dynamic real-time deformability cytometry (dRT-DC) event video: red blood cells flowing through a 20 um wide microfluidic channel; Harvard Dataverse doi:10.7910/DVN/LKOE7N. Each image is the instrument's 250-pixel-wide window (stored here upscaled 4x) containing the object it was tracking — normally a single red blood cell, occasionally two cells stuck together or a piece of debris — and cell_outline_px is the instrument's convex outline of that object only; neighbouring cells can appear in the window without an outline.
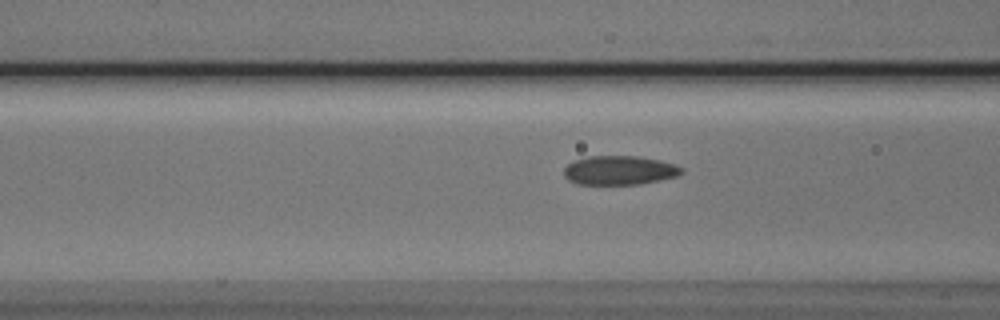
{"species": "Egyptian fruit bat (a non-hibernating species)", "species_latin": "Rousettus aegyptiacus", "temperature_condition": "cold", "stored_images_in_passage": 33, "camera_frame_rate_fps": 3000, "um_per_image_px": 0.085, "animal": {"sex": "male"}, "frame": {"image": 1, "passage_image": 10, "time_ms": 3.0, "image_size_px": [1000, 320], "cell_outline_px": [[684, 172], [680, 176], [640, 184], [576, 184], [568, 180], [564, 176], [564, 168], [568, 164], [576, 160], [588, 156], [636, 156], [660, 160], [676, 164], [684, 168]], "centroid_in_image_um": [52.7, 14.48], "position_along_channel_um": 113.9, "area_um2": 20.11}}
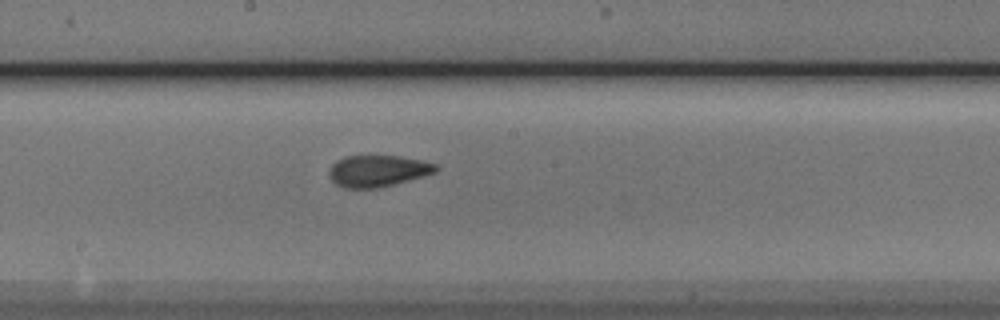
{"frame": {"image": 2, "passage_image": 18, "time_ms": 5.667, "image_size_px": [1000, 320], "cell_outline_px": [[440, 168], [436, 172], [380, 188], [344, 188], [336, 184], [328, 176], [328, 172], [332, 164], [336, 160], [344, 156], [396, 156], [420, 160], [436, 164]], "centroid_in_image_um": [32.08, 14.53], "position_along_channel_um": 216.1, "area_um2": 19.59}}
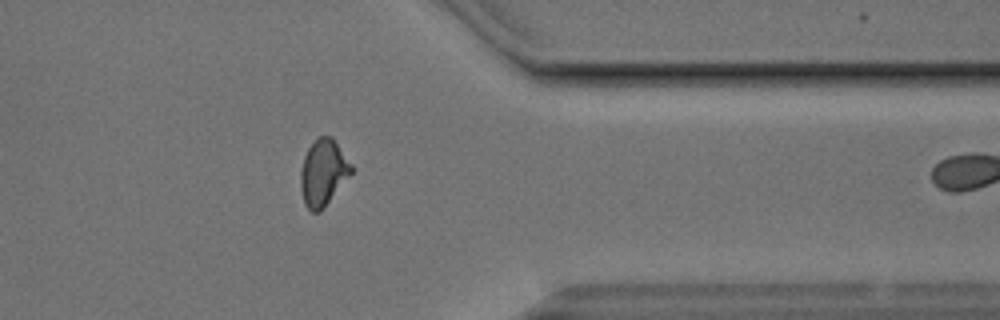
{"frame": {"image": 3, "passage_image": 32, "time_ms": 10.333, "image_size_px": [1000, 320], "cell_outline_px": [[352, 172], [324, 208], [320, 212], [312, 212], [304, 204], [300, 188], [300, 172], [304, 156], [308, 148], [320, 136], [332, 136], [352, 164]], "centroid_in_image_um": [27.46, 14.68], "position_along_channel_um": 383.9, "area_um2": 19.54}}